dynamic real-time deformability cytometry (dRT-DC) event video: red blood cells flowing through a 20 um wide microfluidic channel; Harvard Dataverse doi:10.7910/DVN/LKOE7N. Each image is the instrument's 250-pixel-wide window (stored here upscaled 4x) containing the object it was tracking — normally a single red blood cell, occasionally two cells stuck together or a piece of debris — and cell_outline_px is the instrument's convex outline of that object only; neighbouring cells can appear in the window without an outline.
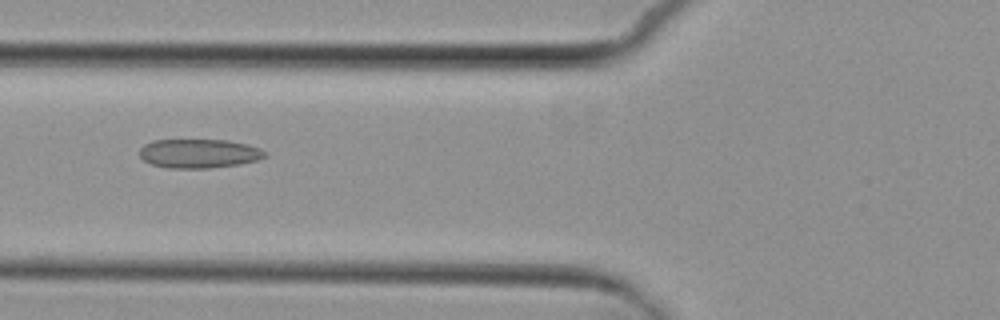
{"species": "common noctule bat (a hibernating species)", "species_latin": "Nyctalus noctula", "temperature_condition": "cold", "stored_images_in_passage": 9, "camera_frame_rate_fps": 3000, "um_per_image_px": 0.085, "animal": {"sex": "female", "body_mass_g": 29.2, "forearm_length_mm": 56.3}, "frame": {"image": 1, "passage_image": 8, "time_ms": 9.0, "image_size_px": [1000, 320], "cell_outline_px": [[268, 156], [256, 160], [240, 164], [208, 168], [168, 168], [152, 164], [144, 160], [140, 156], [140, 148], [144, 144], [152, 140], [228, 140], [248, 144], [260, 148], [268, 152]], "centroid_in_image_um": [16.94, 13.04], "position_along_channel_um": 108.9, "area_um2": 21.33}}
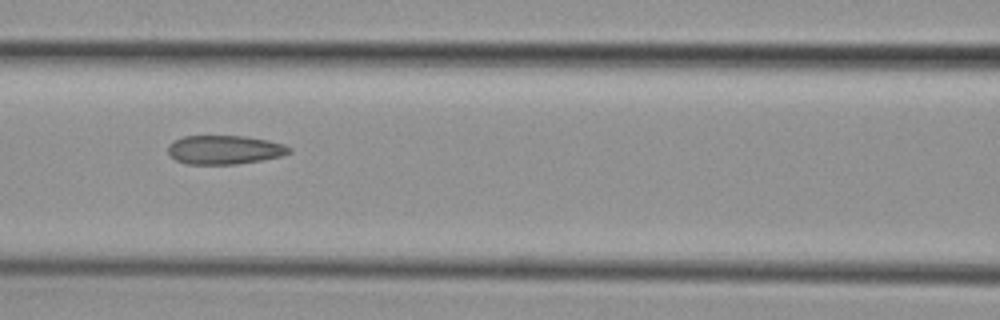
{"frame": {"image": 2, "passage_image": 9, "time_ms": 10.0, "image_size_px": [1000, 320], "cell_outline_px": [[292, 152], [280, 156], [260, 160], [236, 164], [184, 164], [176, 160], [168, 152], [168, 144], [184, 136], [244, 136], [268, 140], [284, 144], [292, 148]], "centroid_in_image_um": [19.09, 12.73], "position_along_channel_um": 147.5, "area_um2": 20.35}}